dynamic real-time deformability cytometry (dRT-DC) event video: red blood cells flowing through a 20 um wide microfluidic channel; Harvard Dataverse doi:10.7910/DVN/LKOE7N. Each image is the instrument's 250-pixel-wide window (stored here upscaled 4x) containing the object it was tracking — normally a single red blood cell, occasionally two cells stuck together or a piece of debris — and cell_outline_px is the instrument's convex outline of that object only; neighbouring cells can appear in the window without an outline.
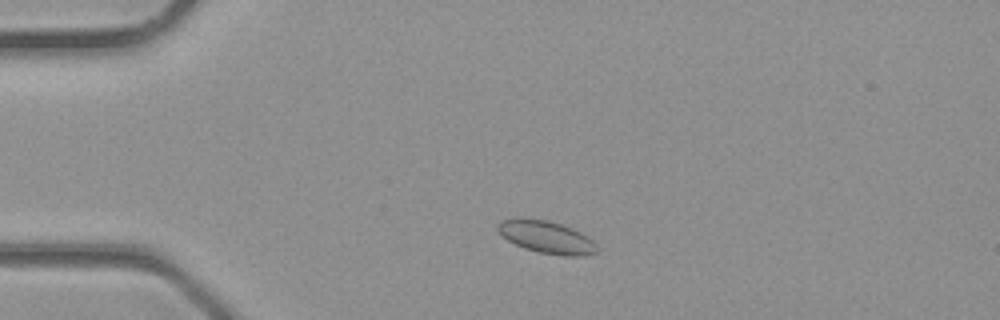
{"species": "common noctule bat (a hibernating species)", "species_latin": "Nyctalus noctula", "temperature_condition": "room temperature", "stored_images_in_passage": 2, "camera_frame_rate_fps": 3000, "um_per_image_px": 0.085, "animal": {"sex": "male", "body_mass_g": 23.1, "forearm_length_mm": 52.7}, "frame": {"image": 1, "passage_image": 2, "time_ms": 0.333, "image_size_px": [1000, 320], "cell_outline_px": [[596, 252], [580, 256], [564, 256], [540, 252], [524, 248], [508, 240], [496, 228], [496, 224], [500, 220], [548, 220], [572, 228], [588, 236], [596, 244]], "centroid_in_image_um": [46.48, 20.17], "position_along_channel_um": 38.5, "area_um2": 18.15}}